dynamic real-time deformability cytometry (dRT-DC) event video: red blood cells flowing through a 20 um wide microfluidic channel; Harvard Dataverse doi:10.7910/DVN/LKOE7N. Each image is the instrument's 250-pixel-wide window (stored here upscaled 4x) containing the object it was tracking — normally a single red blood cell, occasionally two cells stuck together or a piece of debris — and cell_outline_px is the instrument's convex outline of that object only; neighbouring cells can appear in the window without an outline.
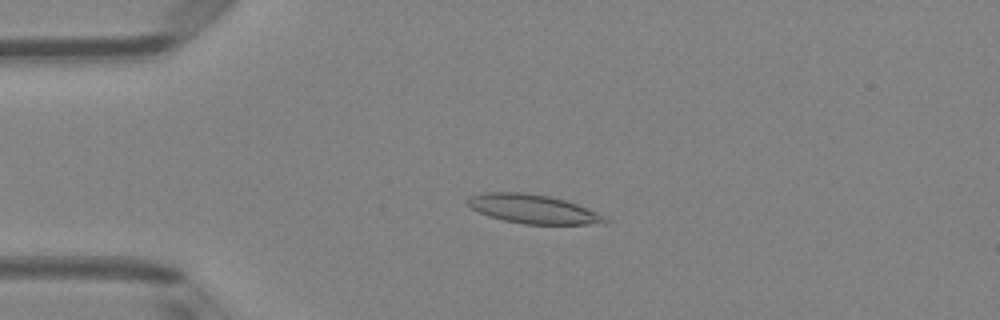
{"species": "Egyptian fruit bat (a non-hibernating species)", "species_latin": "Rousettus aegyptiacus", "temperature_condition": "room temperature", "stored_images_in_passage": 49, "camera_frame_rate_fps": 3000, "um_per_image_px": 0.085, "animal": {"sex": "female"}, "frame": {"image": 1, "passage_image": 11, "time_ms": 3.333, "image_size_px": [1000, 320], "cell_outline_px": [[612, 220], [608, 224], [524, 224], [504, 220], [488, 216], [472, 208], [468, 204], [468, 200], [472, 196], [484, 192], [524, 192], [548, 196], [564, 200], [588, 208], [608, 216]], "centroid_in_image_um": [45.42, 17.78], "position_along_channel_um": 39.6, "area_um2": 23.24}}
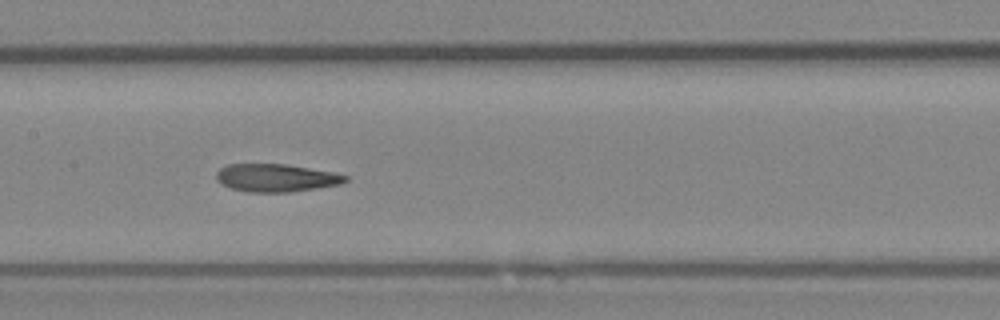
{"frame": {"image": 2, "passage_image": 24, "time_ms": 7.667, "image_size_px": [1000, 320], "cell_outline_px": [[348, 180], [340, 184], [292, 192], [248, 192], [232, 188], [220, 184], [216, 180], [216, 172], [220, 168], [228, 164], [284, 164], [336, 172], [348, 176]], "centroid_in_image_um": [23.46, 15.11], "position_along_channel_um": 183.9, "area_um2": 21.04}}
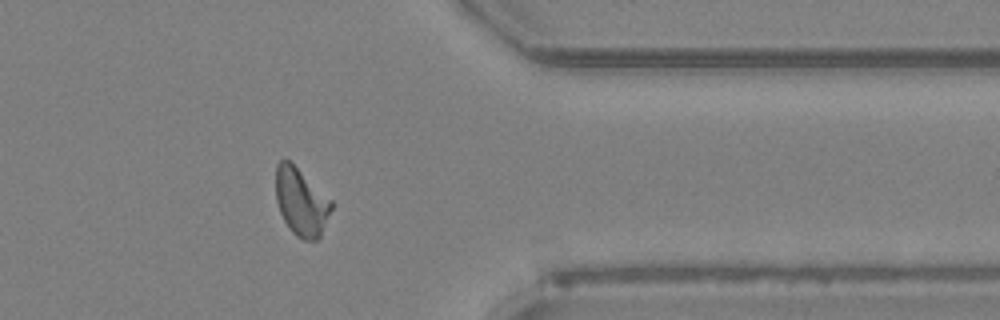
{"frame": {"image": 3, "passage_image": 40, "time_ms": 13.0, "image_size_px": [1000, 320], "cell_outline_px": [[332, 208], [320, 236], [316, 240], [304, 240], [296, 236], [292, 232], [284, 220], [280, 212], [276, 200], [276, 164], [280, 160], [288, 160], [332, 200]], "centroid_in_image_um": [25.59, 17.18], "position_along_channel_um": 385.8, "area_um2": 21.56}, "authors_computed_cell_mechanics": {"area_um2": 21.5594, "velocity_mm_per_s": 4.0353, "shape_relaxation_time_tau1_ms": null, "shape_relaxation_time_tau2_ms": 4.5564, "deformation_change_tau1": null, "deformation_change_tau2": 0.1293}}